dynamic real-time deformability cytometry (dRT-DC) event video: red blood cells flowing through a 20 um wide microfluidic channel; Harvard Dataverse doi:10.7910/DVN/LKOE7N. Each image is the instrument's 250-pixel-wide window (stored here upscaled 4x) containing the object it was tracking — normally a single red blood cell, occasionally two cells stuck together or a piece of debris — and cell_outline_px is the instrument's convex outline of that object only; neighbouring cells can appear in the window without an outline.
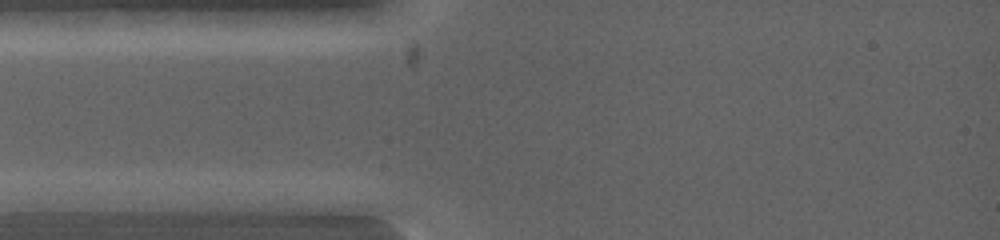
{"species": "common noctule bat (a hibernating species)", "species_latin": "Nyctalus noctula", "temperature_condition": "warm", "stored_images_in_passage": 3, "camera_frame_rate_fps": 5000, "um_per_image_px": 0.085, "animal": {"sex": "female", "body_mass_g": 19.0, "forearm_length_mm": 53.3}, "frame": {"image": 1, "passage_image": 2, "time_ms": 0.4, "image_size_px": [1000, 240], "cell_outline_px": [[100, 200], [88, 212], [16, 212], [16, 200], [48, 192], [96, 192]], "centroid_in_image_um": [4.97, 17.21], "position_along_channel_um": 80.0, "area_um2": 10.58}}